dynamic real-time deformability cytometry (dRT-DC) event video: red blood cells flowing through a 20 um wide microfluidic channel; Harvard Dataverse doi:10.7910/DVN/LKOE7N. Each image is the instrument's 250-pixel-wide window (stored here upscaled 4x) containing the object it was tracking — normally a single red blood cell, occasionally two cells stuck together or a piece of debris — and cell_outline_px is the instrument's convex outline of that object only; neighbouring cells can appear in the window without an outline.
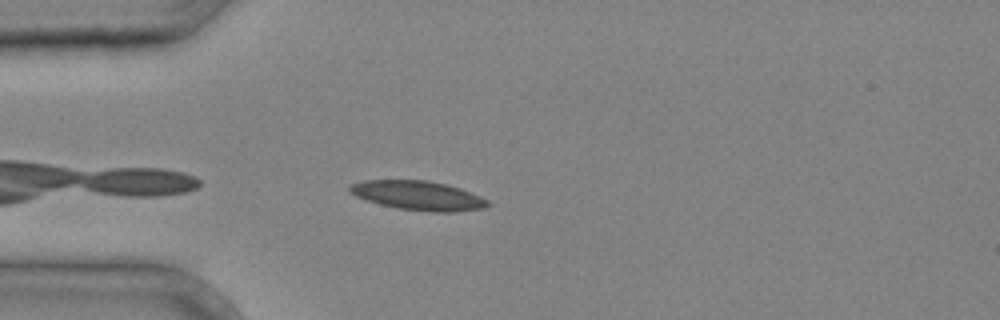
{"species": "common noctule bat (a hibernating species)", "species_latin": "Nyctalus noctula", "temperature_condition": "cold", "stored_images_in_passage": 1, "camera_frame_rate_fps": 3000, "um_per_image_px": 0.085, "animal": {"sex": "male", "body_mass_g": 20.4}, "frame": {"image": 1, "passage_image": 1, "time_ms": 0.0, "image_size_px": [1000, 320], "cell_outline_px": [[492, 204], [484, 208], [456, 212], [432, 212], [396, 208], [380, 204], [356, 196], [348, 188], [352, 184], [364, 180], [424, 180], [444, 184], [460, 188], [480, 196], [488, 200]], "centroid_in_image_um": [35.59, 16.63], "position_along_channel_um": 49.4, "area_um2": 23.35}}